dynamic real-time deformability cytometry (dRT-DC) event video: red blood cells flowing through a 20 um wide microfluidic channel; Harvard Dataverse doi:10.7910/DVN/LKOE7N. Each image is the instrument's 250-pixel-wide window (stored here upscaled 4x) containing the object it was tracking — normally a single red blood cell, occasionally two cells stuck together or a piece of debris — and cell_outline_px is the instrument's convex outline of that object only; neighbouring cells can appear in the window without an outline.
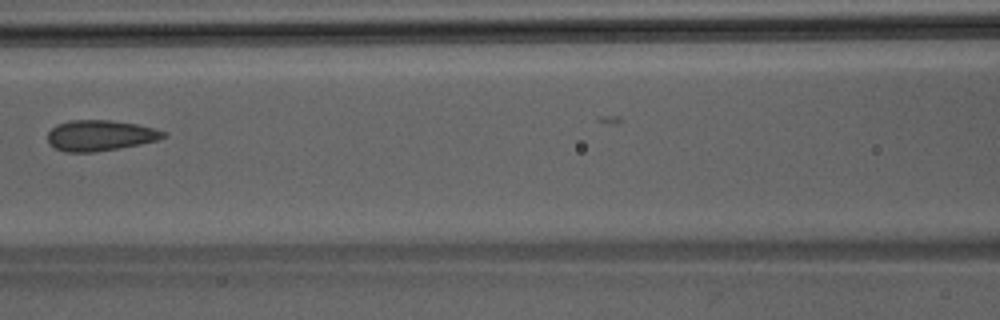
{"species": "Egyptian fruit bat (a non-hibernating species)", "species_latin": "Rousettus aegyptiacus", "temperature_condition": "room temperature", "stored_images_in_passage": 7, "camera_frame_rate_fps": 3000, "um_per_image_px": 0.085, "animal": {"sex": "male"}, "frame": {"image": 1, "passage_image": 7, "time_ms": 2.0, "image_size_px": [1000, 320], "cell_outline_px": [[168, 136], [156, 140], [140, 144], [120, 148], [96, 152], [64, 152], [56, 148], [48, 140], [48, 132], [56, 124], [72, 120], [108, 120], [136, 124], [168, 132]], "centroid_in_image_um": [8.52, 11.52], "position_along_channel_um": 158.1, "area_um2": 20.63}}